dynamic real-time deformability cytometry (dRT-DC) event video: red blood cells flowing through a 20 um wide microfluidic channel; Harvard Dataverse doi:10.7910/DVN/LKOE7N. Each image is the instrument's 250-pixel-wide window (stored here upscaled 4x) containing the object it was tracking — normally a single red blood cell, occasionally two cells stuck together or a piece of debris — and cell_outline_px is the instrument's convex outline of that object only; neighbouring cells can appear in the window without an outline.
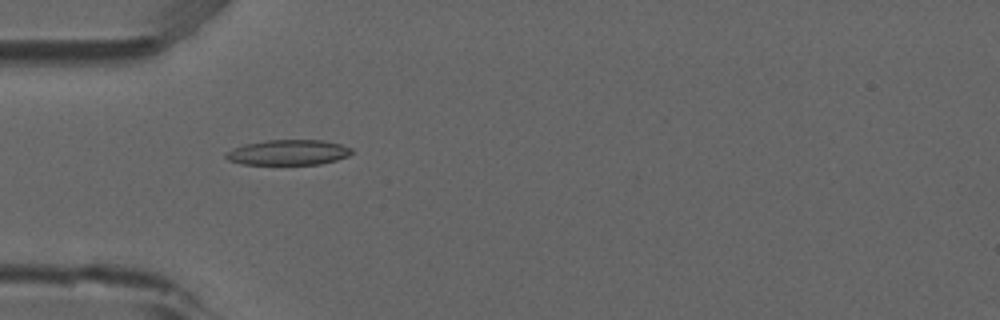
{"species": "common noctule bat (a hibernating species)", "species_latin": "Nyctalus noctula", "temperature_condition": "room temperature", "stored_images_in_passage": 6, "camera_frame_rate_fps": 3000, "um_per_image_px": 0.085, "animal": {"sex": "male", "forearm_length_mm": 52.5}, "frame": {"image": 1, "passage_image": 5, "time_ms": 1.333, "image_size_px": [1000, 320], "cell_outline_px": [[352, 152], [348, 156], [336, 160], [320, 164], [244, 164], [228, 160], [224, 156], [224, 152], [232, 148], [244, 144], [268, 140], [324, 140], [340, 144], [352, 148]], "centroid_in_image_um": [24.48, 12.95], "position_along_channel_um": 60.5, "area_um2": 18.55}}
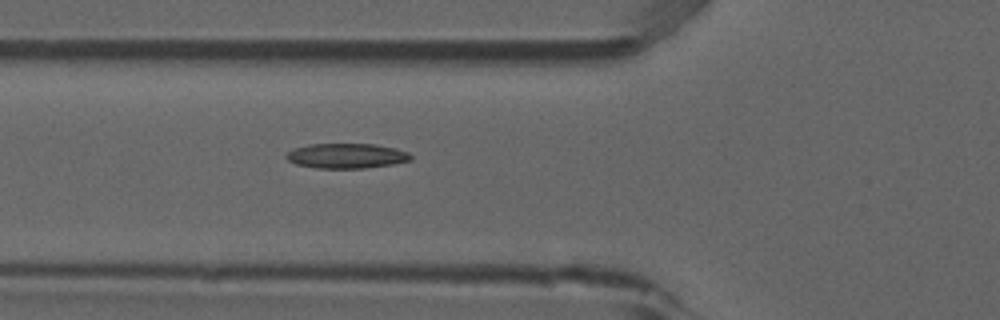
{"frame": {"image": 2, "passage_image": 6, "time_ms": 1.667, "image_size_px": [1000, 320], "cell_outline_px": [[412, 160], [392, 164], [364, 168], [316, 168], [296, 164], [288, 160], [284, 156], [288, 152], [296, 148], [312, 144], [376, 144], [396, 148], [408, 152], [412, 156]], "centroid_in_image_um": [29.48, 13.25], "position_along_channel_um": 96.3, "area_um2": 18.03}}